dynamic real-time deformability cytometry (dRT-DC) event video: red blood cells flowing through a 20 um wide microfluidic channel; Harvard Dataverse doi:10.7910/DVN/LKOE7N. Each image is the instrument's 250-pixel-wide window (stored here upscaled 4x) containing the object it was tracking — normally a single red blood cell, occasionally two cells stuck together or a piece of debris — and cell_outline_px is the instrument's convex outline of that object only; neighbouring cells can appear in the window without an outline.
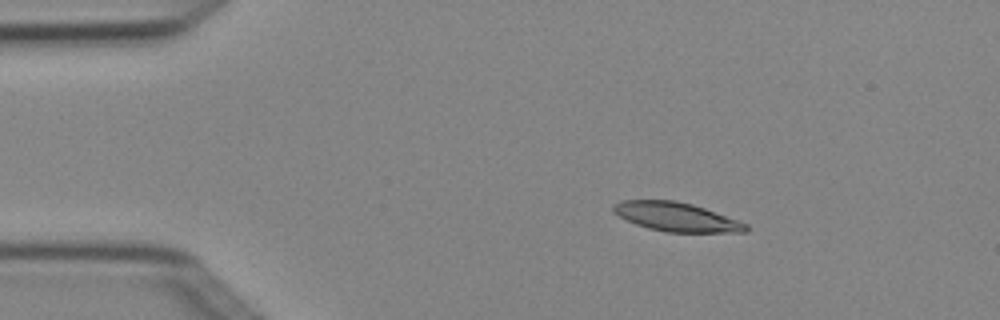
{"species": "Egyptian fruit bat (a non-hibernating species)", "species_latin": "Rousettus aegyptiacus", "temperature_condition": "cold", "stored_images_in_passage": 3, "camera_frame_rate_fps": 3000, "um_per_image_px": 0.085, "animal": {"sex": "female"}, "frame": {"image": 1, "passage_image": 2, "time_ms": 0.333, "image_size_px": [1000, 320], "cell_outline_px": [[748, 232], [664, 232], [648, 228], [636, 224], [612, 212], [612, 204], [620, 200], [676, 200], [692, 204], [704, 208], [748, 224]], "centroid_in_image_um": [57.46, 18.43], "position_along_channel_um": 27.5, "area_um2": 22.31}}